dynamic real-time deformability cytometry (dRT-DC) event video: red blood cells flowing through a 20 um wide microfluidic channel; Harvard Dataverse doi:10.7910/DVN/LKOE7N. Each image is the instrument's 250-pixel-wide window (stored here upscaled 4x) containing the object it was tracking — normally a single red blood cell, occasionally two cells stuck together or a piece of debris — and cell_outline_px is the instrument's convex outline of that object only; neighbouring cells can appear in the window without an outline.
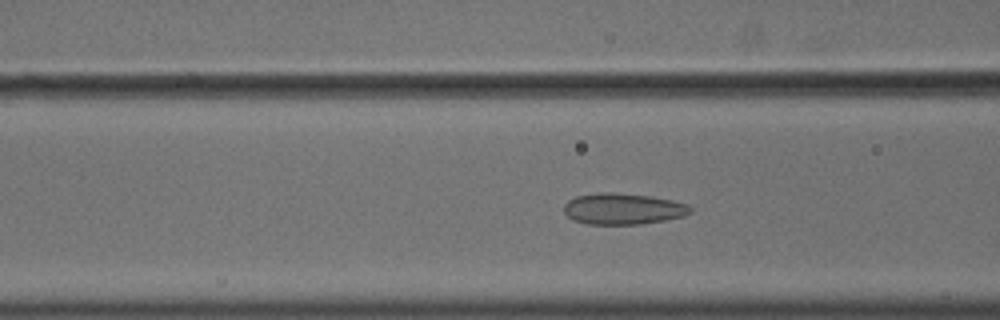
{"species": "common noctule bat (a hibernating species)", "species_latin": "Nyctalus noctula", "temperature_condition": "cold", "stored_images_in_passage": 46, "camera_frame_rate_fps": 3000, "um_per_image_px": 0.085, "animal": {"sex": "male", "body_mass_g": 18.8}, "frame": {"image": 1, "passage_image": 13, "time_ms": 4.0, "image_size_px": [1000, 320], "cell_outline_px": [[692, 212], [684, 216], [664, 220], [640, 224], [588, 224], [572, 220], [564, 212], [564, 204], [568, 200], [576, 196], [596, 192], [608, 192], [652, 196], [672, 200], [688, 204], [692, 208]], "centroid_in_image_um": [52.95, 17.74], "position_along_channel_um": 113.7, "area_um2": 23.12}}
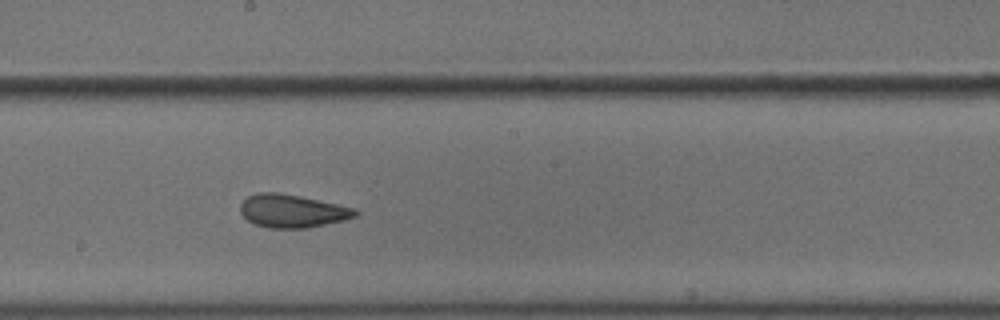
{"frame": {"image": 2, "passage_image": 22, "time_ms": 7.0, "image_size_px": [1000, 320], "cell_outline_px": [[360, 212], [356, 216], [344, 220], [308, 228], [268, 228], [256, 224], [248, 220], [240, 212], [240, 204], [248, 196], [256, 192], [276, 192], [300, 196], [356, 208]], "centroid_in_image_um": [24.85, 17.93], "position_along_channel_um": 223.3, "area_um2": 22.2}}
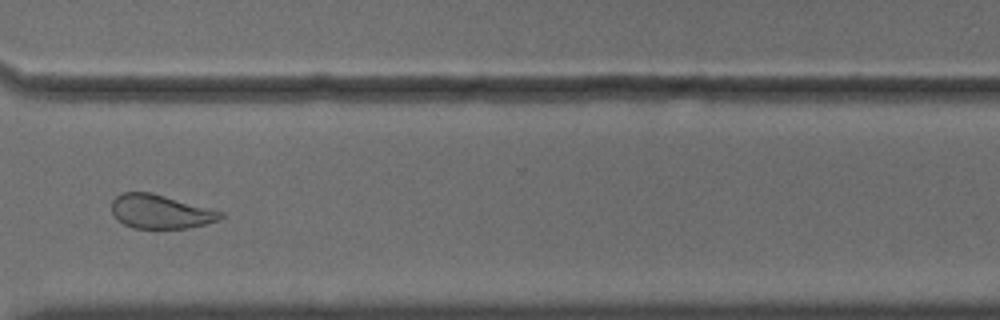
{"frame": {"image": 3, "passage_image": 33, "time_ms": 10.667, "image_size_px": [1000, 320], "cell_outline_px": [[224, 216], [220, 220], [188, 228], [132, 228], [124, 224], [112, 212], [112, 200], [116, 196], [124, 192], [148, 192], [164, 196], [224, 212]], "centroid_in_image_um": [13.65, 17.99], "position_along_channel_um": 357.0, "area_um2": 21.21}, "authors_computed_cell_mechanics": {"area_um2": 23.1778, "velocity_mm_per_s": 3.6436, "shape_relaxation_time_tau1_ms": 7.2249, "shape_relaxation_time_tau2_ms": 1.716, "deformation_change_tau1": 0.1146, "deformation_change_tau2": 0.0613}}